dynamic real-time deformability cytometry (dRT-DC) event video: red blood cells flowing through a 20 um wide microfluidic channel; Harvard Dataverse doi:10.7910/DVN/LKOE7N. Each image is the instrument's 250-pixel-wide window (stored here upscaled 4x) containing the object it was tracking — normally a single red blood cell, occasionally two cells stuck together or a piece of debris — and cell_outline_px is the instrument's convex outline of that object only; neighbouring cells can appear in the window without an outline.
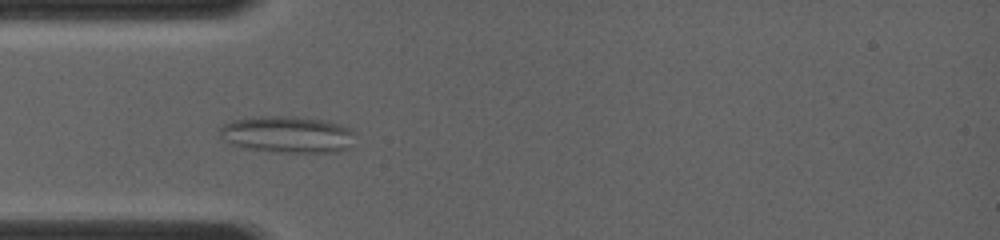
{"species": "common noctule bat (a hibernating species)", "species_latin": "Nyctalus noctula", "temperature_condition": "room temperature", "stored_images_in_passage": 7, "camera_frame_rate_fps": 4000, "um_per_image_px": 0.085, "animal": {"sex": "female", "body_mass_g": 19.0, "forearm_length_mm": 56.7}, "frame": {"image": 1, "passage_image": 6, "time_ms": 3.75, "image_size_px": [1000, 240], "cell_outline_px": [[356, 132], [352, 148], [336, 152], [280, 152], [244, 148], [232, 144], [224, 140], [220, 136], [220, 128], [224, 124], [232, 120], [264, 116], [296, 116], [328, 120], [340, 124]], "centroid_in_image_um": [24.5, 11.43], "position_along_channel_um": 60.5, "area_um2": 29.3}}
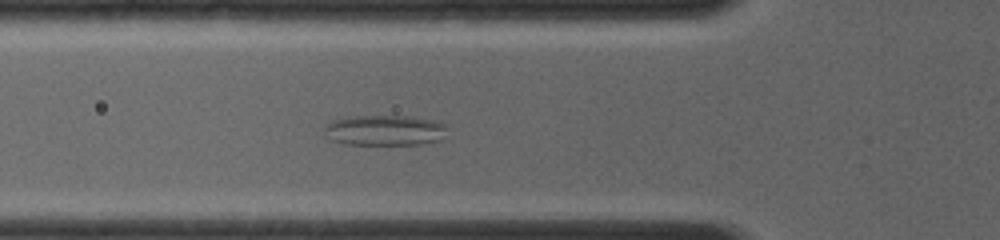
{"frame": {"image": 2, "passage_image": 7, "time_ms": 4.5, "image_size_px": [1000, 240], "cell_outline_px": [[448, 124], [440, 140], [420, 144], [344, 144], [332, 140], [324, 132], [324, 128], [332, 120], [348, 116], [408, 116], [432, 120]], "centroid_in_image_um": [32.69, 11.07], "position_along_channel_um": 93.1, "area_um2": 21.73}}